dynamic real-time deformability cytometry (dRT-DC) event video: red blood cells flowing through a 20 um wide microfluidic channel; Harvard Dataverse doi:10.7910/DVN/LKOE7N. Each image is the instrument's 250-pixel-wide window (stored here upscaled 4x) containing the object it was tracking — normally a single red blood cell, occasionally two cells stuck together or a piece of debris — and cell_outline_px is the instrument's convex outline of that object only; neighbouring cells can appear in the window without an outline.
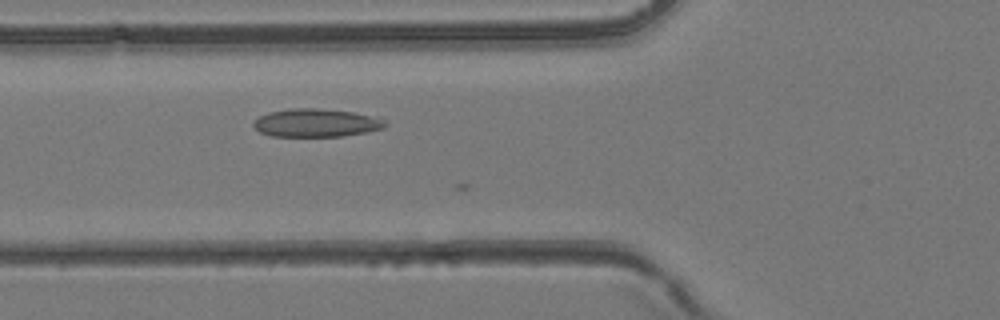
{"species": "common noctule bat (a hibernating species)", "species_latin": "Nyctalus noctula", "temperature_condition": "room temperature", "stored_images_in_passage": 14, "camera_frame_rate_fps": 3000, "um_per_image_px": 0.085, "animal": {"sex": "female", "body_mass_g": 24.6, "forearm_length_mm": 56.2}, "frame": {"image": 1, "passage_image": 11, "time_ms": 3.333, "image_size_px": [1000, 320], "cell_outline_px": [[388, 124], [384, 128], [368, 132], [340, 136], [272, 136], [260, 132], [252, 124], [260, 116], [268, 112], [292, 108], [320, 108], [352, 112], [380, 116]], "centroid_in_image_um": [26.94, 10.43], "position_along_channel_um": 98.9, "area_um2": 21.73}}